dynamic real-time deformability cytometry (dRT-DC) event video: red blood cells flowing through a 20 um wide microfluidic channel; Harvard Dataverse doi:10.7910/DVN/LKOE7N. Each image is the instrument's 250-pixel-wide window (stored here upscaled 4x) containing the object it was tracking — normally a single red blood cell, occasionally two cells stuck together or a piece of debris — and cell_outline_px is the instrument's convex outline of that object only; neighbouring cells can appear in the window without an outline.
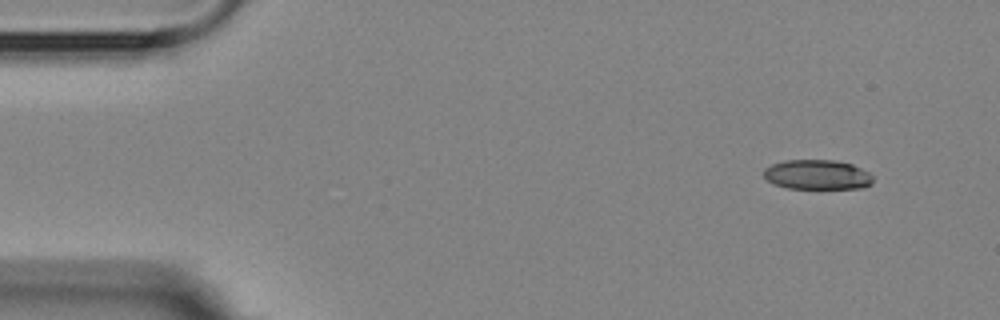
{"species": "Egyptian fruit bat (a non-hibernating species)", "species_latin": "Rousettus aegyptiacus", "temperature_condition": "room temperature", "stored_images_in_passage": 2, "camera_frame_rate_fps": 3000, "um_per_image_px": 0.085, "animal": {"sex": "female"}, "frame": {"image": 1, "passage_image": 2, "time_ms": 1.667, "image_size_px": [1000, 320], "cell_outline_px": [[872, 184], [864, 188], [788, 188], [776, 184], [768, 180], [764, 176], [764, 168], [772, 164], [784, 160], [836, 160], [852, 164], [868, 172], [872, 176]], "centroid_in_image_um": [69.48, 14.84], "position_along_channel_um": 15.5, "area_um2": 18.84}}